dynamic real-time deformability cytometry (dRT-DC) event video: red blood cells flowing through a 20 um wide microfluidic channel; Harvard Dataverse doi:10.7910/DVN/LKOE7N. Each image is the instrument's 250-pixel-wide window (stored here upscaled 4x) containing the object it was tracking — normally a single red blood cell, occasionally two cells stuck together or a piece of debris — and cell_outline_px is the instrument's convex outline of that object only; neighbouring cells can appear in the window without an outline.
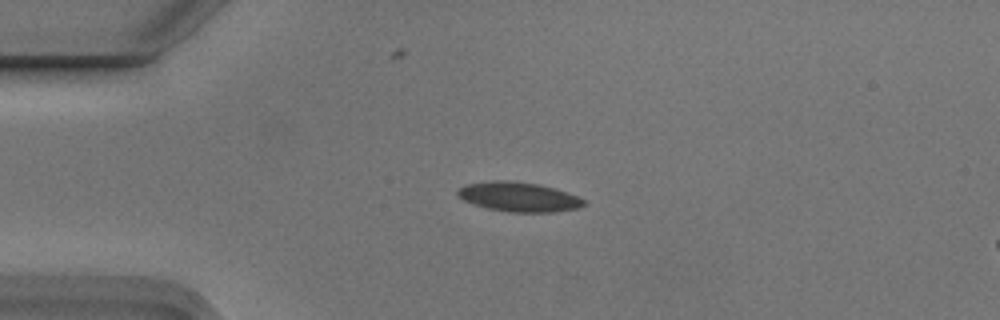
{"species": "Egyptian fruit bat (a non-hibernating species)", "species_latin": "Rousettus aegyptiacus", "temperature_condition": "cold", "stored_images_in_passage": 4, "segment_of_instrument_passage": [1, 2], "camera_frame_rate_fps": 3000, "um_per_image_px": 0.085, "animal": {"sex": "male"}, "frame": {"image": 1, "passage_image": 3, "time_ms": 0.667, "image_size_px": [1000, 320], "cell_outline_px": [[588, 204], [580, 208], [556, 212], [508, 212], [488, 208], [472, 204], [456, 196], [456, 192], [464, 184], [492, 180], [512, 180], [536, 184], [568, 192], [584, 200]], "centroid_in_image_um": [44.08, 16.74], "position_along_channel_um": 40.9, "area_um2": 21.91}}